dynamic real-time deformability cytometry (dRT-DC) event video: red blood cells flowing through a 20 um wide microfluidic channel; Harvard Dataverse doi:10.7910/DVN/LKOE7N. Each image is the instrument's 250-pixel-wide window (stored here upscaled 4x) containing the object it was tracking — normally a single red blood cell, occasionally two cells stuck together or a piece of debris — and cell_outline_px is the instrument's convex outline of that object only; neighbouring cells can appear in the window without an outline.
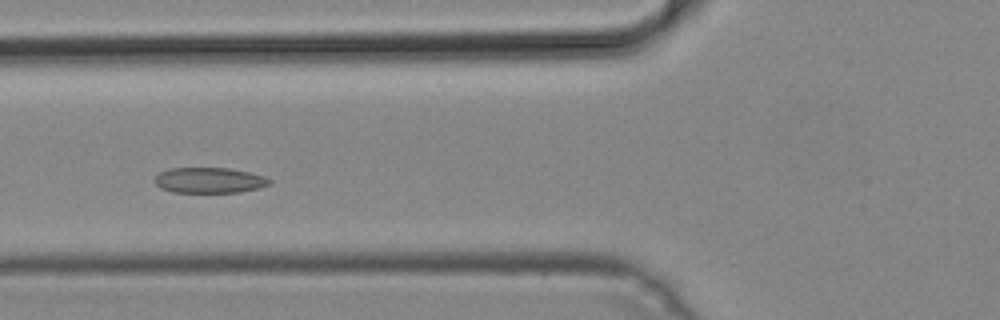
{"species": "common noctule bat (a hibernating species)", "species_latin": "Nyctalus noctula", "temperature_condition": "cold", "stored_images_in_passage": 39, "camera_frame_rate_fps": 3000, "um_per_image_px": 0.085, "animal": {"sex": "male", "body_mass_g": 19.2, "forearm_length_mm": 51.8}, "frame": {"image": 1, "passage_image": 8, "time_ms": 2.333, "image_size_px": [1000, 320], "cell_outline_px": [[272, 184], [240, 192], [172, 192], [160, 188], [152, 180], [160, 172], [168, 168], [228, 168], [248, 172], [264, 176], [272, 180]], "centroid_in_image_um": [17.76, 15.32], "position_along_channel_um": 108.0, "area_um2": 17.11}}
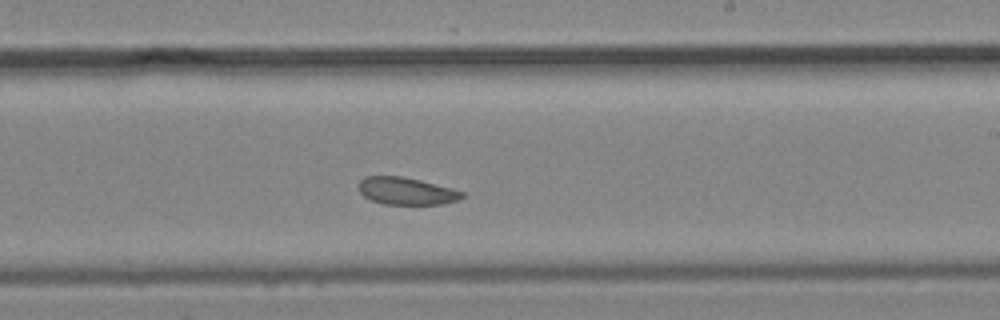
{"frame": {"image": 2, "passage_image": 19, "time_ms": 6.0, "image_size_px": [1000, 320], "cell_outline_px": [[464, 196], [460, 200], [440, 204], [384, 204], [372, 200], [364, 196], [356, 188], [360, 180], [364, 176], [404, 176], [452, 188], [464, 192]], "centroid_in_image_um": [34.52, 16.23], "position_along_channel_um": 254.5, "area_um2": 16.59}}
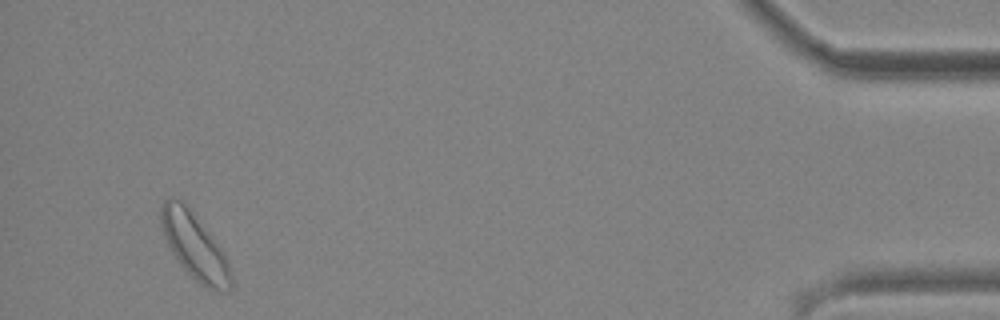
{"frame": {"image": 3, "passage_image": 37, "time_ms": 12.0, "image_size_px": [1000, 320], "cell_outline_px": [[232, 284], [228, 288], [220, 292], [208, 288], [196, 280], [180, 264], [172, 252], [164, 236], [160, 224], [160, 208], [164, 200], [168, 196], [184, 200], [188, 204], [216, 240], [228, 260], [232, 276]], "centroid_in_image_um": [16.53, 20.84], "position_along_channel_um": 418.7, "area_um2": 27.22}}